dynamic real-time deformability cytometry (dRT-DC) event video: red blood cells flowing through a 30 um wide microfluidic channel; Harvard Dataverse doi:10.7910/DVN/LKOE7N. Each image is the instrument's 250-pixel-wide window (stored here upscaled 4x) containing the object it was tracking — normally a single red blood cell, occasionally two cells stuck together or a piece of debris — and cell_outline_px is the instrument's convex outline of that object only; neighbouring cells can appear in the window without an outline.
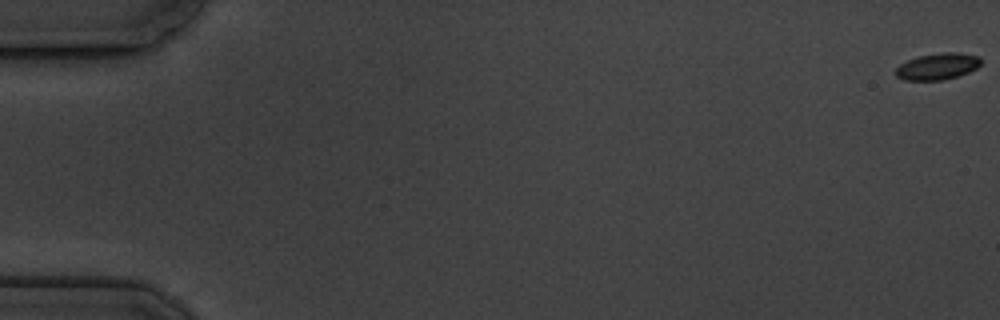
{"species": "common noctule bat (a hibernating species)", "species_latin": "Nyctalus noctula", "temperature_condition": "cold", "stored_images_in_passage": 5, "camera_frame_rate_fps": 3000, "um_per_image_px": 0.085, "animal": {"sex": "male", "body_mass_g": 19.5, "forearm_length_mm": 54.6}, "frame": {"image": 1, "passage_image": 1, "time_ms": 0.0, "image_size_px": [1000, 320], "cell_outline_px": [[980, 64], [976, 68], [968, 72], [944, 80], [904, 80], [896, 76], [892, 72], [900, 64], [908, 60], [920, 56], [944, 52], [956, 52], [980, 56]], "centroid_in_image_um": [79.66, 5.65], "position_along_channel_um": 5.3, "area_um2": 13.12}}